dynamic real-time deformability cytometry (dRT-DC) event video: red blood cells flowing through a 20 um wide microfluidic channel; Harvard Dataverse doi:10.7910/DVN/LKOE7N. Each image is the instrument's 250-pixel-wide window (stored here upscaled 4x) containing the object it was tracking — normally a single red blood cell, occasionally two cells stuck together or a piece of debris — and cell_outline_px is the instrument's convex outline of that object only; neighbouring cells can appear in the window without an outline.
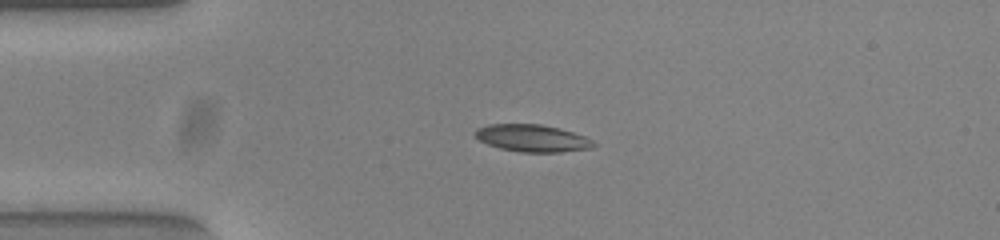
{"species": "common noctule bat (a hibernating species)", "species_latin": "Nyctalus noctula", "temperature_condition": "warm", "stored_images_in_passage": 42, "camera_frame_rate_fps": 3000, "um_per_image_px": 0.085, "animal": {"sex": "female", "body_mass_g": 23.0, "forearm_length_mm": 53.4}, "frame": {"image": 1, "passage_image": 1, "time_ms": 0.0, "image_size_px": [1000, 240], "cell_outline_px": [[596, 144], [592, 148], [560, 152], [520, 152], [500, 148], [488, 144], [480, 140], [472, 132], [476, 128], [488, 124], [540, 124], [560, 128], [584, 136], [592, 140]], "centroid_in_image_um": [45.22, 11.74], "position_along_channel_um": 39.8, "area_um2": 18.79}}
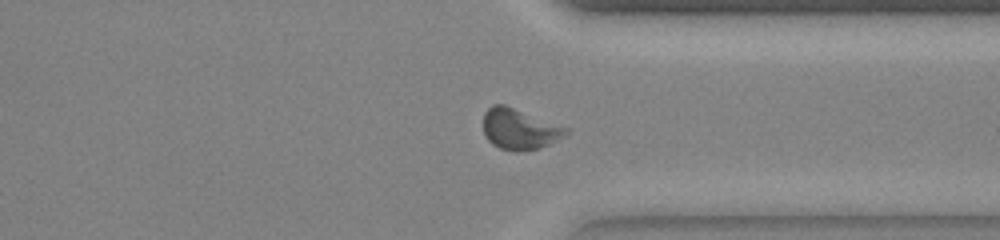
{"frame": {"image": 2, "passage_image": 29, "time_ms": 9.333, "image_size_px": [1000, 240], "cell_outline_px": [[572, 128], [564, 136], [540, 148], [516, 152], [500, 148], [492, 144], [484, 136], [484, 112], [492, 104], [504, 104]], "centroid_in_image_um": [44.17, 10.96], "position_along_channel_um": 367.2, "area_um2": 19.88}}
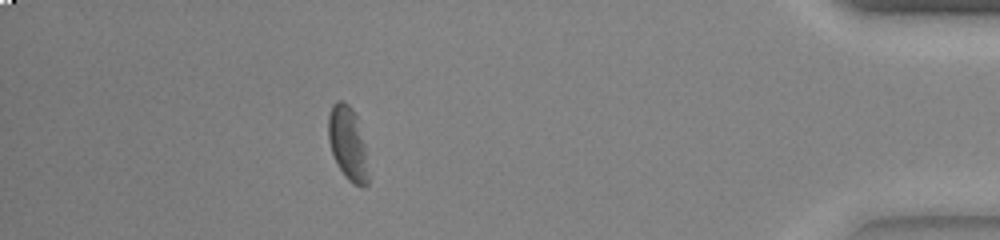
{"frame": {"image": 3, "passage_image": 36, "time_ms": 11.667, "image_size_px": [1000, 240], "cell_outline_px": [[368, 184], [364, 188], [360, 188], [352, 184], [344, 176], [336, 164], [328, 140], [328, 112], [332, 104], [336, 100], [344, 100], [352, 108], [356, 116], [364, 144], [368, 176]], "centroid_in_image_um": [29.53, 12.2], "position_along_channel_um": 405.7, "area_um2": 17.34}, "authors_computed_cell_mechanics": {"area_um2": 18.6983, "velocity_mm_per_s": 3.8091, "shape_relaxation_time_tau1_ms": 3.7199, "shape_relaxation_time_tau2_ms": 2.5663, "deformation_change_tau1": 0.1463, "deformation_change_tau2": 0.0842}}